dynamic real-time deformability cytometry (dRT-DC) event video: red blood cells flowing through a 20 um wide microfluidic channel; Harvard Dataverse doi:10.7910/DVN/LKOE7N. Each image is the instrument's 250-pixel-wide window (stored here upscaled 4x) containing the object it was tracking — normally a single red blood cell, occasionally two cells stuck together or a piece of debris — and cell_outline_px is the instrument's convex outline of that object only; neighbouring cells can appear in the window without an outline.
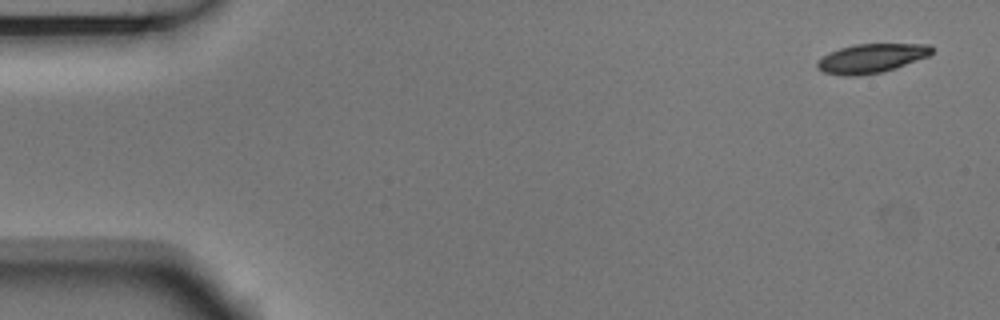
{"species": "Egyptian fruit bat (a non-hibernating species)", "species_latin": "Rousettus aegyptiacus", "temperature_condition": "room temperature", "stored_images_in_passage": 4, "camera_frame_rate_fps": 3000, "um_per_image_px": 0.085, "animal": {"sex": "male"}, "frame": {"image": 1, "passage_image": 1, "time_ms": 0.0, "image_size_px": [1000, 320], "cell_outline_px": [[932, 52], [928, 56], [896, 68], [880, 72], [856, 76], [844, 76], [824, 72], [816, 68], [816, 64], [824, 56], [840, 48], [856, 44], [928, 44], [932, 48]], "centroid_in_image_um": [74.07, 4.96], "position_along_channel_um": 10.9, "area_um2": 19.13}}